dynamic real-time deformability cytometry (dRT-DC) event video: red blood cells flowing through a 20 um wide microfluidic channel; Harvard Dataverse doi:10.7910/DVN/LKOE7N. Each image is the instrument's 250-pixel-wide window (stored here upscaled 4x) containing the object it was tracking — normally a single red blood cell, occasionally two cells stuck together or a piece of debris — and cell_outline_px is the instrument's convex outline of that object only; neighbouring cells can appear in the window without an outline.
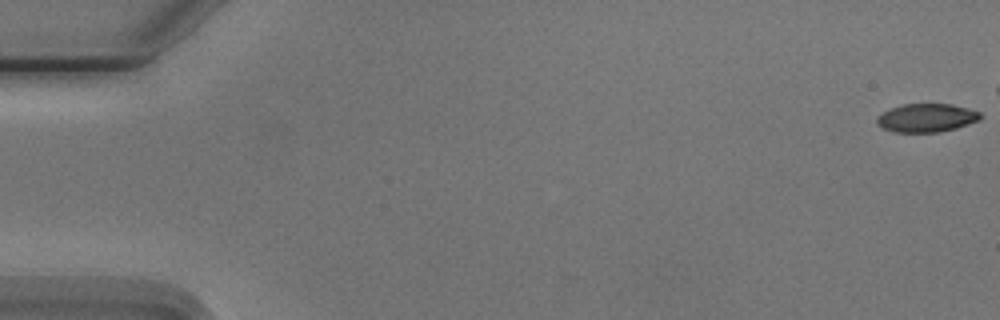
{"species": "Egyptian fruit bat (a non-hibernating species)", "species_latin": "Rousettus aegyptiacus", "temperature_condition": "cold", "stored_images_in_passage": 10, "camera_frame_rate_fps": 3000, "um_per_image_px": 0.085, "animal": {"sex": "male"}, "frame": {"image": 1, "passage_image": 1, "time_ms": 0.0, "image_size_px": [1000, 320], "cell_outline_px": [[984, 116], [980, 120], [956, 128], [940, 132], [892, 132], [876, 124], [876, 116], [900, 104], [952, 104], [968, 108], [980, 112]], "centroid_in_image_um": [78.77, 10.02], "position_along_channel_um": 6.2, "area_um2": 17.28}}
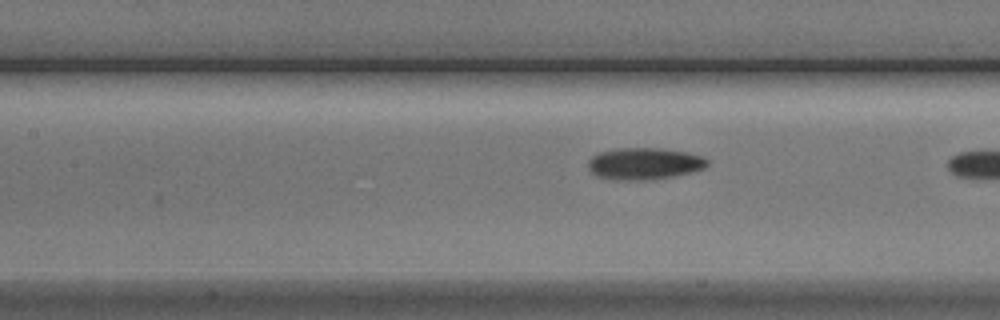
{"frame": {"image": 2, "passage_image": 9, "time_ms": 10.0, "image_size_px": [1000, 320], "cell_outline_px": [[708, 164], [704, 168], [672, 176], [648, 180], [628, 180], [596, 176], [588, 168], [588, 160], [592, 156], [600, 152], [616, 148], [664, 148], [704, 156], [708, 160]], "centroid_in_image_um": [54.75, 13.89], "position_along_channel_um": 152.6, "area_um2": 21.91}}